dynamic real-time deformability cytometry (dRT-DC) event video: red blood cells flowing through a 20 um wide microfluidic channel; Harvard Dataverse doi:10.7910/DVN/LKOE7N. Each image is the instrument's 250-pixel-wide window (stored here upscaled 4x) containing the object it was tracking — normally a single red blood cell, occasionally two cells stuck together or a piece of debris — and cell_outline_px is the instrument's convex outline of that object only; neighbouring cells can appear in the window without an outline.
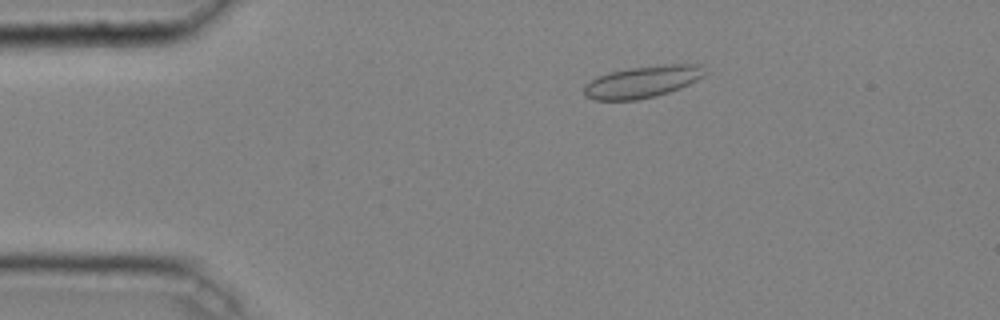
{"species": "common noctule bat (a hibernating species)", "species_latin": "Nyctalus noctula", "temperature_condition": "cold", "stored_images_in_passage": 44, "camera_frame_rate_fps": 3000, "um_per_image_px": 0.085, "animal": {"sex": "male", "body_mass_g": 20.4}, "frame": {"image": 1, "passage_image": 9, "time_ms": 2.667, "image_size_px": [1000, 320], "cell_outline_px": [[708, 72], [704, 76], [680, 88], [668, 92], [636, 100], [596, 100], [588, 96], [584, 92], [584, 84], [600, 76], [612, 72], [628, 68], [664, 64], [704, 64]], "centroid_in_image_um": [54.68, 6.93], "position_along_channel_um": 30.3, "area_um2": 22.25}}
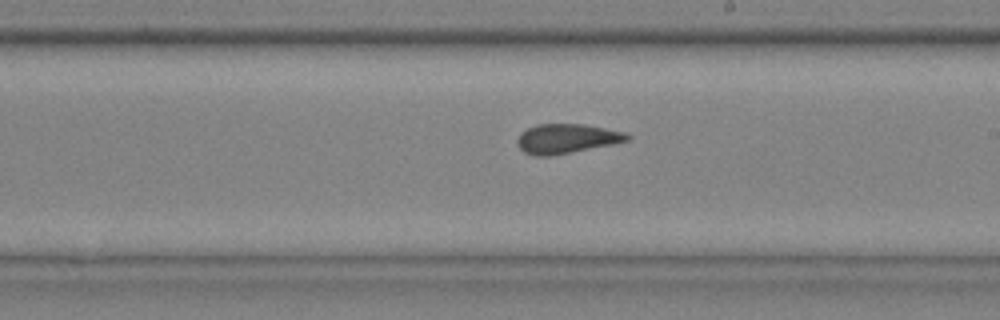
{"frame": {"image": 2, "passage_image": 28, "time_ms": 9.0, "image_size_px": [1000, 320], "cell_outline_px": [[632, 136], [628, 140], [612, 144], [552, 156], [532, 156], [524, 152], [516, 144], [516, 140], [520, 132], [536, 124], [584, 124], [628, 132]], "centroid_in_image_um": [48.15, 11.78], "position_along_channel_um": 240.9, "area_um2": 19.13}}
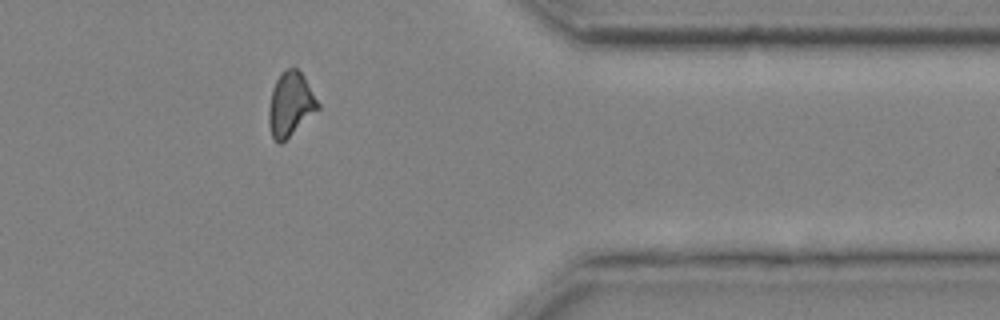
{"frame": {"image": 3, "passage_image": 40, "time_ms": 13.0, "image_size_px": [1000, 320], "cell_outline_px": [[320, 108], [280, 144], [276, 144], [272, 136], [268, 124], [268, 108], [272, 88], [280, 72], [284, 68], [296, 68], [304, 76], [320, 104]], "centroid_in_image_um": [24.66, 8.85], "position_along_channel_um": 386.7, "area_um2": 18.44}, "authors_computed_cell_mechanics": {"area_um2": 19.0162, "velocity_mm_per_s": 4.0686, "shape_relaxation_time_tau1_ms": null, "shape_relaxation_time_tau2_ms": 2.0112, "deformation_change_tau1": null, "deformation_change_tau2": 0.052}}